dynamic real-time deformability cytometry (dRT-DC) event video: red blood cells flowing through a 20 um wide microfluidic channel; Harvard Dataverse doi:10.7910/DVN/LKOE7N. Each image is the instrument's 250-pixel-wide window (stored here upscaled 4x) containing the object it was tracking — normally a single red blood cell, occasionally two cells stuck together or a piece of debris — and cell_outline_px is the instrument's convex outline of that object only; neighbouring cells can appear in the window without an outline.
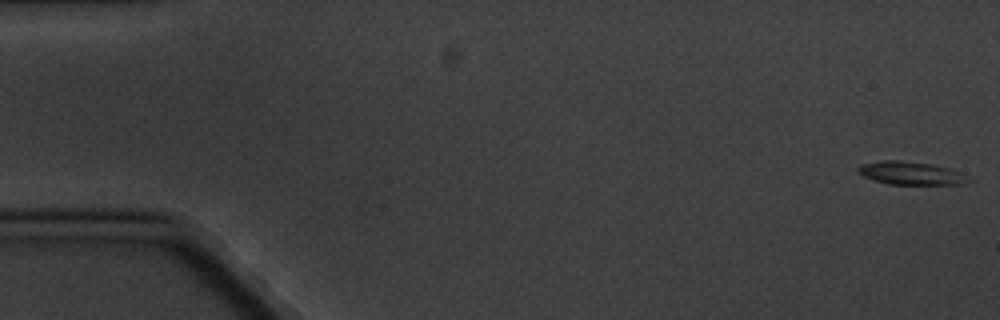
{"species": "common noctule bat (a hibernating species)", "species_latin": "Nyctalus noctula", "temperature_condition": "cold", "stored_images_in_passage": 5, "camera_frame_rate_fps": 3000, "um_per_image_px": 0.085, "animal": {"sex": "male", "body_mass_g": 20.1, "forearm_length_mm": 53.5}, "frame": {"image": 1, "passage_image": 1, "time_ms": 0.0, "image_size_px": [1000, 320], "cell_outline_px": [[976, 180], [964, 184], [888, 184], [864, 176], [856, 172], [856, 168], [860, 164], [884, 160], [896, 160], [932, 164], [948, 168]], "centroid_in_image_um": [77.43, 14.72], "position_along_channel_um": 7.6, "area_um2": 14.8}}
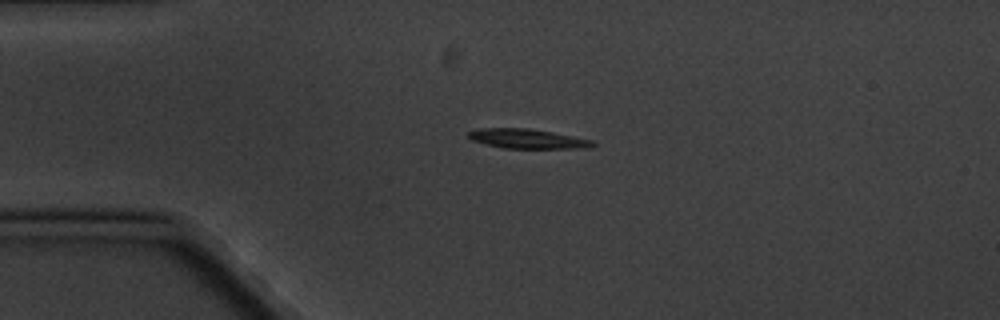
{"frame": {"image": 2, "passage_image": 4, "time_ms": 4.333, "image_size_px": [1000, 320], "cell_outline_px": [[596, 144], [584, 148], [504, 148], [472, 140], [468, 136], [468, 132], [480, 128], [528, 128], [552, 132], [592, 140]], "centroid_in_image_um": [44.82, 11.79], "position_along_channel_um": 40.2, "area_um2": 13.87}}